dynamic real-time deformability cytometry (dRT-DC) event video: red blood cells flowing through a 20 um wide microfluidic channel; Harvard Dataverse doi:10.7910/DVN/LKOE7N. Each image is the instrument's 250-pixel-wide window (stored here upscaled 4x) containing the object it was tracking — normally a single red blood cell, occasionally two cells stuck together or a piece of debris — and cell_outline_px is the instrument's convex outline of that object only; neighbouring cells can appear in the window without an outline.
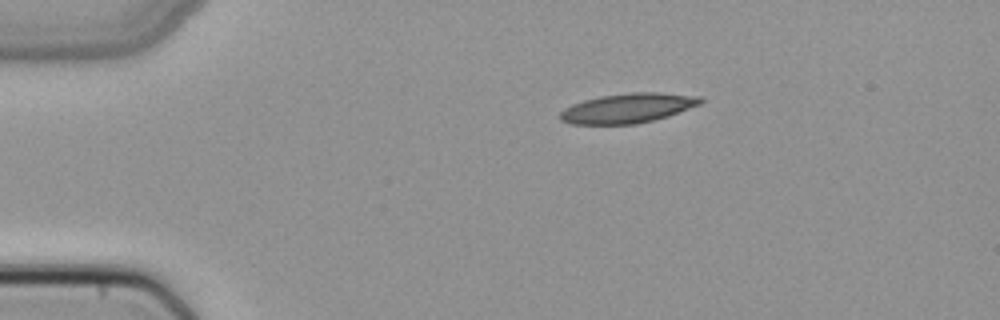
{"species": "common noctule bat (a hibernating species)", "species_latin": "Nyctalus noctula", "temperature_condition": "cold", "stored_images_in_passage": 41, "camera_frame_rate_fps": 3000, "um_per_image_px": 0.085, "animal": {"sex": "female", "body_mass_g": 22.7, "forearm_length_mm": 54.2}, "frame": {"image": 1, "passage_image": 1, "time_ms": 0.0, "image_size_px": [1000, 320], "cell_outline_px": [[704, 100], [700, 104], [668, 116], [636, 124], [572, 124], [560, 120], [560, 112], [564, 108], [572, 104], [584, 100], [600, 96], [632, 92], [656, 92], [700, 96]], "centroid_in_image_um": [53.35, 9.19], "position_along_channel_um": 31.6, "area_um2": 24.16}}
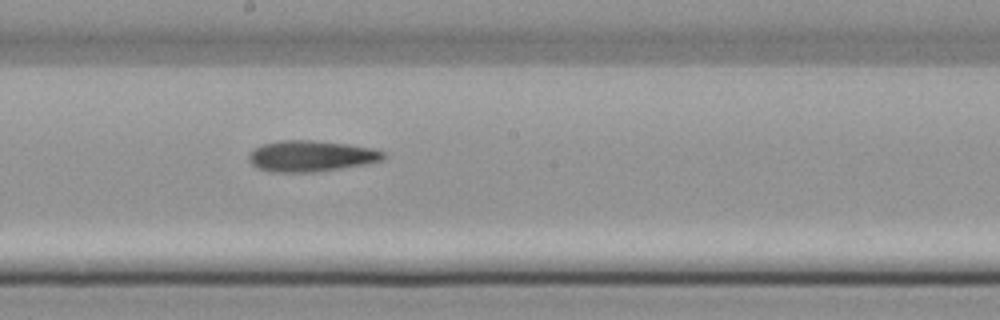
{"frame": {"image": 2, "passage_image": 19, "time_ms": 6.0, "image_size_px": [1000, 320], "cell_outline_px": [[388, 156], [384, 160], [368, 164], [316, 172], [268, 172], [256, 168], [248, 160], [248, 156], [260, 144], [280, 140], [312, 140], [348, 144], [372, 148], [384, 152]], "centroid_in_image_um": [26.46, 13.27], "position_along_channel_um": 221.7, "area_um2": 24.68}}
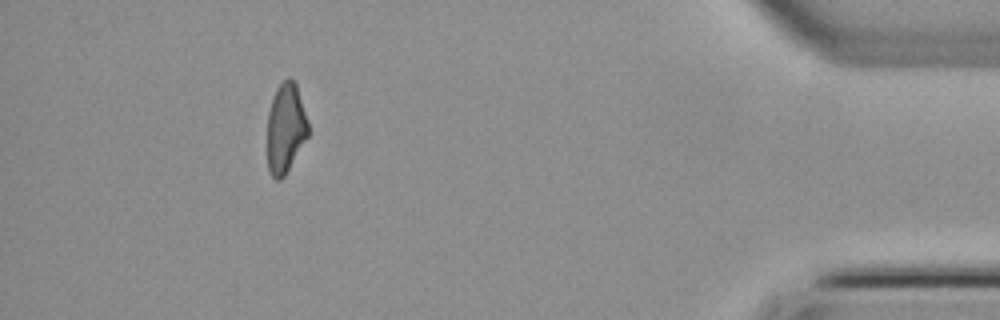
{"frame": {"image": 3, "passage_image": 37, "time_ms": 12.0, "image_size_px": [1000, 320], "cell_outline_px": [[308, 136], [284, 176], [280, 180], [276, 180], [272, 176], [268, 168], [268, 112], [276, 88], [288, 76], [296, 84], [308, 120]], "centroid_in_image_um": [24.28, 10.89], "position_along_channel_um": 410.9, "area_um2": 21.15}}